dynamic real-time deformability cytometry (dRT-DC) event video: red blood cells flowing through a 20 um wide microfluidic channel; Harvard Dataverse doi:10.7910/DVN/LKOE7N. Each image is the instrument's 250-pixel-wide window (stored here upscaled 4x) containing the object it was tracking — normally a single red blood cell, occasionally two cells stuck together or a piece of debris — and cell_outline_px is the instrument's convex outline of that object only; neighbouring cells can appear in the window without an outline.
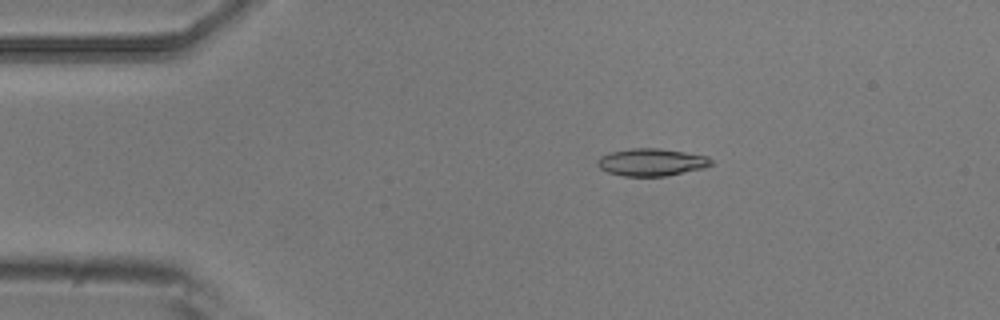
{"species": "common noctule bat (a hibernating species)", "species_latin": "Nyctalus noctula", "temperature_condition": "room temperature", "stored_images_in_passage": 4, "camera_frame_rate_fps": 3000, "um_per_image_px": 0.085, "animal": {"sex": "male", "body_mass_g": 20.5, "forearm_length_mm": 52.5}, "frame": {"image": 1, "passage_image": 3, "time_ms": 0.667, "image_size_px": [1000, 320], "cell_outline_px": [[712, 164], [704, 168], [664, 176], [624, 176], [608, 172], [600, 168], [596, 164], [596, 160], [600, 156], [608, 152], [632, 148], [660, 148], [708, 156], [712, 160]], "centroid_in_image_um": [55.34, 13.78], "position_along_channel_um": 29.7, "area_um2": 18.21}}